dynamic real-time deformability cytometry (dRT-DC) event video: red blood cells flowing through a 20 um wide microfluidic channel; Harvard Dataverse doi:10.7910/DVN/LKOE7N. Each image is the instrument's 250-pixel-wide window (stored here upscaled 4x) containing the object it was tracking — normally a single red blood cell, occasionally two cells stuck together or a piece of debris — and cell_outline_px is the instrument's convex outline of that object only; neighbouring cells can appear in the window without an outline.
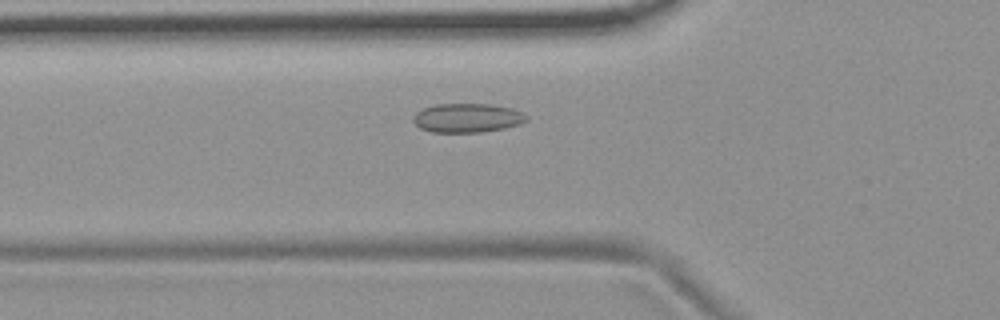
{"species": "common noctule bat (a hibernating species)", "species_latin": "Nyctalus noctula", "temperature_condition": "room temperature", "stored_images_in_passage": 38, "camera_frame_rate_fps": 3000, "um_per_image_px": 0.085, "animal": {"sex": "female", "body_mass_g": 19.9}, "frame": {"image": 1, "passage_image": 3, "time_ms": 0.667, "image_size_px": [1000, 320], "cell_outline_px": [[528, 120], [520, 124], [504, 128], [480, 132], [432, 132], [420, 128], [412, 120], [412, 116], [416, 112], [424, 108], [436, 104], [488, 104], [512, 108], [528, 116]], "centroid_in_image_um": [39.71, 10.02], "position_along_channel_um": 86.1, "area_um2": 19.13}}
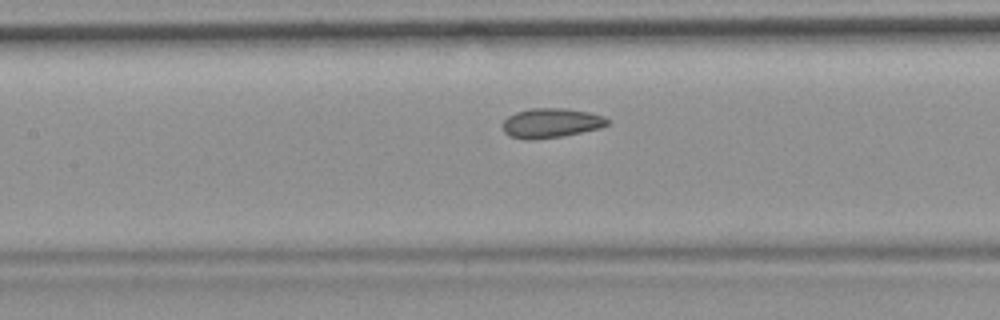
{"frame": {"image": 2, "passage_image": 9, "time_ms": 2.667, "image_size_px": [1000, 320], "cell_outline_px": [[608, 124], [600, 128], [560, 136], [532, 140], [524, 140], [512, 136], [504, 132], [504, 120], [508, 116], [516, 112], [528, 108], [568, 108], [588, 112], [604, 116], [608, 120]], "centroid_in_image_um": [46.83, 10.44], "position_along_channel_um": 160.6, "area_um2": 17.92}}
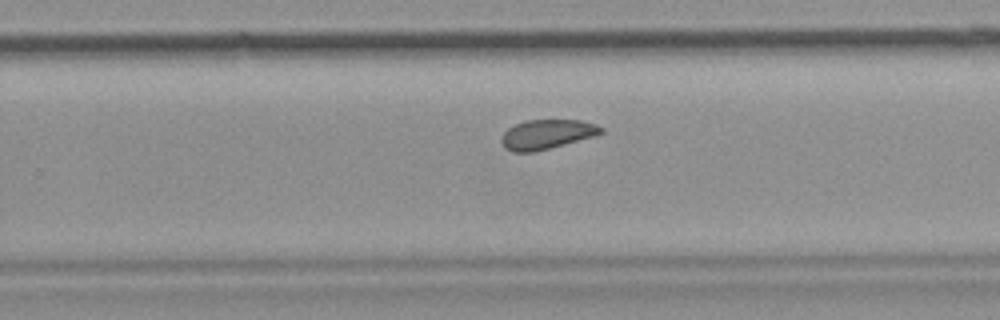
{"frame": {"image": 3, "passage_image": 19, "time_ms": 6.0, "image_size_px": [1000, 320], "cell_outline_px": [[604, 132], [596, 136], [532, 152], [512, 152], [504, 148], [500, 140], [500, 136], [508, 128], [524, 120], [580, 120], [596, 124], [604, 128]], "centroid_in_image_um": [46.47, 11.41], "position_along_channel_um": 283.3, "area_um2": 17.22}, "authors_computed_cell_mechanics": {"area_um2": 17.918, "velocity_mm_per_s": 3.7044, "shape_relaxation_time_tau1_ms": 3.8563, "shape_relaxation_time_tau2_ms": 1.5545, "deformation_change_tau1": 0.0563, "deformation_change_tau2": 0.0763}}